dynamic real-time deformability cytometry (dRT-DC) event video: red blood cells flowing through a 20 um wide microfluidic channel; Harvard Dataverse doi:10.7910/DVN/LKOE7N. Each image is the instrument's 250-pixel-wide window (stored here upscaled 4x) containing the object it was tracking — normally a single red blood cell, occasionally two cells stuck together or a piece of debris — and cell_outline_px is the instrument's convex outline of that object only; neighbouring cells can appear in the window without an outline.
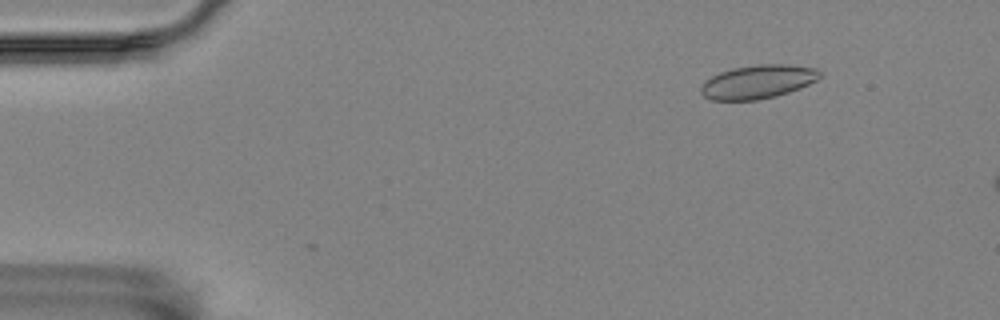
{"species": "Egyptian fruit bat (a non-hibernating species)", "species_latin": "Rousettus aegyptiacus", "temperature_condition": "room temperature", "stored_images_in_passage": 50, "camera_frame_rate_fps": 3000, "um_per_image_px": 0.085, "animal": {"sex": "female"}, "frame": {"image": 1, "passage_image": 1, "time_ms": 0.0, "image_size_px": [1000, 320], "cell_outline_px": [[820, 76], [816, 80], [800, 88], [776, 96], [756, 100], [712, 100], [704, 96], [700, 92], [700, 88], [704, 80], [720, 72], [732, 68], [760, 64], [788, 64], [816, 68], [820, 72]], "centroid_in_image_um": [64.39, 6.95], "position_along_channel_um": 20.6, "area_um2": 23.29}}
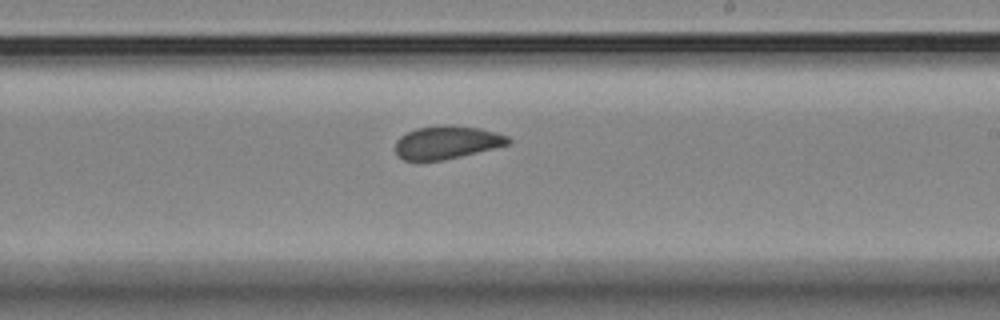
{"frame": {"image": 2, "passage_image": 28, "time_ms": 9.0, "image_size_px": [1000, 320], "cell_outline_px": [[512, 140], [508, 144], [444, 160], [404, 160], [396, 156], [396, 140], [400, 136], [416, 128], [444, 124], [448, 124], [480, 128], [496, 132], [508, 136]], "centroid_in_image_um": [37.96, 12.09], "position_along_channel_um": 251.0, "area_um2": 21.68}}
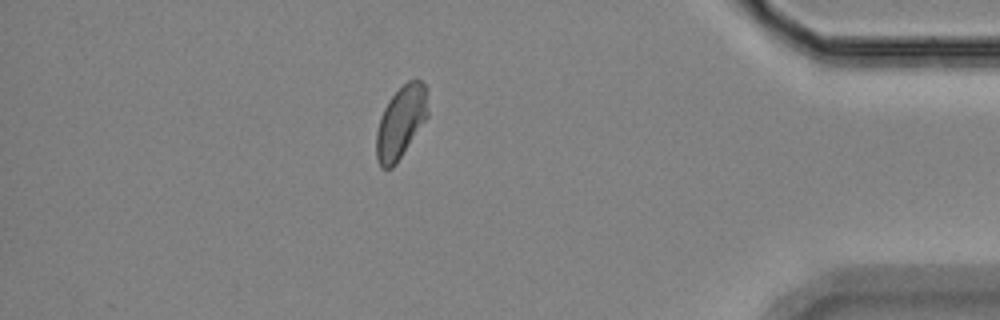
{"frame": {"image": 3, "passage_image": 44, "time_ms": 14.333, "image_size_px": [1000, 320], "cell_outline_px": [[428, 116], [396, 164], [392, 168], [380, 168], [376, 160], [376, 132], [380, 116], [388, 100], [408, 80], [416, 76], [428, 88]], "centroid_in_image_um": [34.08, 10.35], "position_along_channel_um": 401.1, "area_um2": 22.02}}